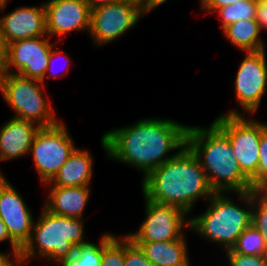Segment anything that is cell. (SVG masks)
Segmentation results:
<instances>
[{"label": "cell", "mask_w": 267, "mask_h": 266, "mask_svg": "<svg viewBox=\"0 0 267 266\" xmlns=\"http://www.w3.org/2000/svg\"><path fill=\"white\" fill-rule=\"evenodd\" d=\"M188 126L168 118H143L106 131L101 147L108 159L136 168L144 178L186 146ZM175 150L178 151L168 155Z\"/></svg>", "instance_id": "6da1fadb"}, {"label": "cell", "mask_w": 267, "mask_h": 266, "mask_svg": "<svg viewBox=\"0 0 267 266\" xmlns=\"http://www.w3.org/2000/svg\"><path fill=\"white\" fill-rule=\"evenodd\" d=\"M141 189L147 200L177 206L188 215L199 199L208 201L215 193L187 146L142 178Z\"/></svg>", "instance_id": "7a4b0ae2"}, {"label": "cell", "mask_w": 267, "mask_h": 266, "mask_svg": "<svg viewBox=\"0 0 267 266\" xmlns=\"http://www.w3.org/2000/svg\"><path fill=\"white\" fill-rule=\"evenodd\" d=\"M186 146L200 162L215 192L228 195L254 190L235 158L228 137L213 122L208 127L189 125Z\"/></svg>", "instance_id": "3957f363"}, {"label": "cell", "mask_w": 267, "mask_h": 266, "mask_svg": "<svg viewBox=\"0 0 267 266\" xmlns=\"http://www.w3.org/2000/svg\"><path fill=\"white\" fill-rule=\"evenodd\" d=\"M84 222L83 218L54 214L43 206L40 216L34 221L29 240L21 248L20 266L37 257L57 266L61 264L75 254L76 246L89 242L84 239Z\"/></svg>", "instance_id": "277c9868"}, {"label": "cell", "mask_w": 267, "mask_h": 266, "mask_svg": "<svg viewBox=\"0 0 267 266\" xmlns=\"http://www.w3.org/2000/svg\"><path fill=\"white\" fill-rule=\"evenodd\" d=\"M226 192H215L208 200L204 213L189 217L190 230L219 244L227 251L236 243L237 238L252 222V190L235 192L242 206L234 204L231 195Z\"/></svg>", "instance_id": "5b68a950"}, {"label": "cell", "mask_w": 267, "mask_h": 266, "mask_svg": "<svg viewBox=\"0 0 267 266\" xmlns=\"http://www.w3.org/2000/svg\"><path fill=\"white\" fill-rule=\"evenodd\" d=\"M44 85L41 80L15 73L0 76V93L14 111L13 117L30 121L38 127H50L60 121L51 101L44 96Z\"/></svg>", "instance_id": "8992f818"}, {"label": "cell", "mask_w": 267, "mask_h": 266, "mask_svg": "<svg viewBox=\"0 0 267 266\" xmlns=\"http://www.w3.org/2000/svg\"><path fill=\"white\" fill-rule=\"evenodd\" d=\"M229 139L242 172L251 180L258 170L259 141L266 123L253 116L220 114L212 121Z\"/></svg>", "instance_id": "52a82bcc"}, {"label": "cell", "mask_w": 267, "mask_h": 266, "mask_svg": "<svg viewBox=\"0 0 267 266\" xmlns=\"http://www.w3.org/2000/svg\"><path fill=\"white\" fill-rule=\"evenodd\" d=\"M65 123L61 120L50 127H40L32 140L35 169L43 184L49 183L77 148Z\"/></svg>", "instance_id": "ba28073f"}, {"label": "cell", "mask_w": 267, "mask_h": 266, "mask_svg": "<svg viewBox=\"0 0 267 266\" xmlns=\"http://www.w3.org/2000/svg\"><path fill=\"white\" fill-rule=\"evenodd\" d=\"M144 199L146 219L136 232L126 234L132 242L178 240L187 228L190 230V218L182 209Z\"/></svg>", "instance_id": "9c48e42d"}, {"label": "cell", "mask_w": 267, "mask_h": 266, "mask_svg": "<svg viewBox=\"0 0 267 266\" xmlns=\"http://www.w3.org/2000/svg\"><path fill=\"white\" fill-rule=\"evenodd\" d=\"M266 50L245 52V58L238 66L235 76V99L240 109H232L223 115H244L251 117L258 111L267 89ZM245 112V113H244Z\"/></svg>", "instance_id": "30bf717a"}, {"label": "cell", "mask_w": 267, "mask_h": 266, "mask_svg": "<svg viewBox=\"0 0 267 266\" xmlns=\"http://www.w3.org/2000/svg\"><path fill=\"white\" fill-rule=\"evenodd\" d=\"M147 15L138 5L118 0L91 9L89 35L96 46L118 40Z\"/></svg>", "instance_id": "8fae6325"}, {"label": "cell", "mask_w": 267, "mask_h": 266, "mask_svg": "<svg viewBox=\"0 0 267 266\" xmlns=\"http://www.w3.org/2000/svg\"><path fill=\"white\" fill-rule=\"evenodd\" d=\"M53 46L48 35L8 44L4 73H15L26 78L42 80Z\"/></svg>", "instance_id": "7c38bea8"}, {"label": "cell", "mask_w": 267, "mask_h": 266, "mask_svg": "<svg viewBox=\"0 0 267 266\" xmlns=\"http://www.w3.org/2000/svg\"><path fill=\"white\" fill-rule=\"evenodd\" d=\"M0 219L11 239L22 248L31 236L35 219L20 193L6 178L0 179Z\"/></svg>", "instance_id": "4fadbf2b"}, {"label": "cell", "mask_w": 267, "mask_h": 266, "mask_svg": "<svg viewBox=\"0 0 267 266\" xmlns=\"http://www.w3.org/2000/svg\"><path fill=\"white\" fill-rule=\"evenodd\" d=\"M47 35L60 37L73 31L89 34L91 8L85 0H48L44 3Z\"/></svg>", "instance_id": "5bb4252c"}, {"label": "cell", "mask_w": 267, "mask_h": 266, "mask_svg": "<svg viewBox=\"0 0 267 266\" xmlns=\"http://www.w3.org/2000/svg\"><path fill=\"white\" fill-rule=\"evenodd\" d=\"M41 5L19 6L0 16V28L6 45L17 40L47 35L44 2Z\"/></svg>", "instance_id": "9a60e30c"}, {"label": "cell", "mask_w": 267, "mask_h": 266, "mask_svg": "<svg viewBox=\"0 0 267 266\" xmlns=\"http://www.w3.org/2000/svg\"><path fill=\"white\" fill-rule=\"evenodd\" d=\"M0 128V161L6 162L29 154L34 135L40 127L12 117Z\"/></svg>", "instance_id": "2e32d148"}, {"label": "cell", "mask_w": 267, "mask_h": 266, "mask_svg": "<svg viewBox=\"0 0 267 266\" xmlns=\"http://www.w3.org/2000/svg\"><path fill=\"white\" fill-rule=\"evenodd\" d=\"M46 200H44V207L57 215L80 218L84 216L83 213L90 198V187H60L50 186Z\"/></svg>", "instance_id": "e0dca14e"}, {"label": "cell", "mask_w": 267, "mask_h": 266, "mask_svg": "<svg viewBox=\"0 0 267 266\" xmlns=\"http://www.w3.org/2000/svg\"><path fill=\"white\" fill-rule=\"evenodd\" d=\"M93 165L92 154L86 149L82 150L77 147L54 178L46 185L90 187L94 174Z\"/></svg>", "instance_id": "ac0fdd59"}, {"label": "cell", "mask_w": 267, "mask_h": 266, "mask_svg": "<svg viewBox=\"0 0 267 266\" xmlns=\"http://www.w3.org/2000/svg\"><path fill=\"white\" fill-rule=\"evenodd\" d=\"M185 236L178 240L133 243L140 247L154 266H192Z\"/></svg>", "instance_id": "d6986e66"}, {"label": "cell", "mask_w": 267, "mask_h": 266, "mask_svg": "<svg viewBox=\"0 0 267 266\" xmlns=\"http://www.w3.org/2000/svg\"><path fill=\"white\" fill-rule=\"evenodd\" d=\"M224 37L242 52L265 50L259 23L254 20H241L222 29Z\"/></svg>", "instance_id": "ffe728a7"}, {"label": "cell", "mask_w": 267, "mask_h": 266, "mask_svg": "<svg viewBox=\"0 0 267 266\" xmlns=\"http://www.w3.org/2000/svg\"><path fill=\"white\" fill-rule=\"evenodd\" d=\"M103 251V235L99 244L87 242L76 246L75 254L66 258L58 266H100Z\"/></svg>", "instance_id": "44dd1931"}, {"label": "cell", "mask_w": 267, "mask_h": 266, "mask_svg": "<svg viewBox=\"0 0 267 266\" xmlns=\"http://www.w3.org/2000/svg\"><path fill=\"white\" fill-rule=\"evenodd\" d=\"M215 12L221 18V29H223L237 21L256 19L257 3L256 0H241L219 8Z\"/></svg>", "instance_id": "7402d4cb"}, {"label": "cell", "mask_w": 267, "mask_h": 266, "mask_svg": "<svg viewBox=\"0 0 267 266\" xmlns=\"http://www.w3.org/2000/svg\"><path fill=\"white\" fill-rule=\"evenodd\" d=\"M225 252L267 256V247L260 232L252 225L237 238L234 246Z\"/></svg>", "instance_id": "603a6c76"}, {"label": "cell", "mask_w": 267, "mask_h": 266, "mask_svg": "<svg viewBox=\"0 0 267 266\" xmlns=\"http://www.w3.org/2000/svg\"><path fill=\"white\" fill-rule=\"evenodd\" d=\"M125 235L116 236L105 233L103 235V251L100 266H124Z\"/></svg>", "instance_id": "cb8c5ba5"}, {"label": "cell", "mask_w": 267, "mask_h": 266, "mask_svg": "<svg viewBox=\"0 0 267 266\" xmlns=\"http://www.w3.org/2000/svg\"><path fill=\"white\" fill-rule=\"evenodd\" d=\"M262 235L267 247V194L263 190H252V222Z\"/></svg>", "instance_id": "d4e9b609"}, {"label": "cell", "mask_w": 267, "mask_h": 266, "mask_svg": "<svg viewBox=\"0 0 267 266\" xmlns=\"http://www.w3.org/2000/svg\"><path fill=\"white\" fill-rule=\"evenodd\" d=\"M260 156L257 174L251 179L254 190L267 189V126L261 132L259 141Z\"/></svg>", "instance_id": "484cf974"}, {"label": "cell", "mask_w": 267, "mask_h": 266, "mask_svg": "<svg viewBox=\"0 0 267 266\" xmlns=\"http://www.w3.org/2000/svg\"><path fill=\"white\" fill-rule=\"evenodd\" d=\"M124 266H154L153 263L146 258L140 247L135 245L126 235Z\"/></svg>", "instance_id": "4316f807"}, {"label": "cell", "mask_w": 267, "mask_h": 266, "mask_svg": "<svg viewBox=\"0 0 267 266\" xmlns=\"http://www.w3.org/2000/svg\"><path fill=\"white\" fill-rule=\"evenodd\" d=\"M230 266H267V256L225 252Z\"/></svg>", "instance_id": "83f0119b"}, {"label": "cell", "mask_w": 267, "mask_h": 266, "mask_svg": "<svg viewBox=\"0 0 267 266\" xmlns=\"http://www.w3.org/2000/svg\"><path fill=\"white\" fill-rule=\"evenodd\" d=\"M59 57H64L65 58V63L66 64H64L65 68H64V72L63 73L64 74H68L67 72H68V70L70 68L69 66H70V61H71V59L69 57V54L64 53L59 47H57V48L55 47L54 48V46H53L52 49H51L49 60H48V66H47V69H46V73L44 75V78L41 80L44 84H45V78L46 79L50 78V77H52L53 79L57 78V77L60 78L58 72H56V71L54 72L55 68H53L54 65H55L54 62L56 60H58L57 58H59Z\"/></svg>", "instance_id": "f1b7e54d"}, {"label": "cell", "mask_w": 267, "mask_h": 266, "mask_svg": "<svg viewBox=\"0 0 267 266\" xmlns=\"http://www.w3.org/2000/svg\"><path fill=\"white\" fill-rule=\"evenodd\" d=\"M256 3V21L259 23L261 31L267 30V0H256Z\"/></svg>", "instance_id": "f546056e"}, {"label": "cell", "mask_w": 267, "mask_h": 266, "mask_svg": "<svg viewBox=\"0 0 267 266\" xmlns=\"http://www.w3.org/2000/svg\"><path fill=\"white\" fill-rule=\"evenodd\" d=\"M237 1L241 0H208L201 9L204 10V12H215L217 9L231 5L233 3H236Z\"/></svg>", "instance_id": "4dcf8cb0"}, {"label": "cell", "mask_w": 267, "mask_h": 266, "mask_svg": "<svg viewBox=\"0 0 267 266\" xmlns=\"http://www.w3.org/2000/svg\"><path fill=\"white\" fill-rule=\"evenodd\" d=\"M3 241H9L10 244V251H14V253H17L18 255L21 252V248L11 239L9 236L6 225L4 222L0 219V242Z\"/></svg>", "instance_id": "1f68e13d"}, {"label": "cell", "mask_w": 267, "mask_h": 266, "mask_svg": "<svg viewBox=\"0 0 267 266\" xmlns=\"http://www.w3.org/2000/svg\"><path fill=\"white\" fill-rule=\"evenodd\" d=\"M9 254H12V256H9ZM0 266H20L19 255L14 251H9L8 254L0 252Z\"/></svg>", "instance_id": "d6a6232c"}, {"label": "cell", "mask_w": 267, "mask_h": 266, "mask_svg": "<svg viewBox=\"0 0 267 266\" xmlns=\"http://www.w3.org/2000/svg\"><path fill=\"white\" fill-rule=\"evenodd\" d=\"M7 58V45L0 28V76L4 73L5 63Z\"/></svg>", "instance_id": "836d02e7"}, {"label": "cell", "mask_w": 267, "mask_h": 266, "mask_svg": "<svg viewBox=\"0 0 267 266\" xmlns=\"http://www.w3.org/2000/svg\"><path fill=\"white\" fill-rule=\"evenodd\" d=\"M128 2H132L142 8L146 14L150 13V0H124Z\"/></svg>", "instance_id": "e575fe53"}, {"label": "cell", "mask_w": 267, "mask_h": 266, "mask_svg": "<svg viewBox=\"0 0 267 266\" xmlns=\"http://www.w3.org/2000/svg\"><path fill=\"white\" fill-rule=\"evenodd\" d=\"M85 1L90 6V8L93 9L94 7H97L99 5L116 2L118 0H85Z\"/></svg>", "instance_id": "d590c367"}, {"label": "cell", "mask_w": 267, "mask_h": 266, "mask_svg": "<svg viewBox=\"0 0 267 266\" xmlns=\"http://www.w3.org/2000/svg\"><path fill=\"white\" fill-rule=\"evenodd\" d=\"M168 0H150V12Z\"/></svg>", "instance_id": "8d00e7d4"}, {"label": "cell", "mask_w": 267, "mask_h": 266, "mask_svg": "<svg viewBox=\"0 0 267 266\" xmlns=\"http://www.w3.org/2000/svg\"><path fill=\"white\" fill-rule=\"evenodd\" d=\"M9 0H0V12L4 11V9L7 7Z\"/></svg>", "instance_id": "74e56055"}, {"label": "cell", "mask_w": 267, "mask_h": 266, "mask_svg": "<svg viewBox=\"0 0 267 266\" xmlns=\"http://www.w3.org/2000/svg\"><path fill=\"white\" fill-rule=\"evenodd\" d=\"M208 0H200V6L202 7Z\"/></svg>", "instance_id": "f35d334b"}, {"label": "cell", "mask_w": 267, "mask_h": 266, "mask_svg": "<svg viewBox=\"0 0 267 266\" xmlns=\"http://www.w3.org/2000/svg\"><path fill=\"white\" fill-rule=\"evenodd\" d=\"M4 178H6V177H5V174H3V173L1 172V170H0V179H4Z\"/></svg>", "instance_id": "ab89813d"}]
</instances>
